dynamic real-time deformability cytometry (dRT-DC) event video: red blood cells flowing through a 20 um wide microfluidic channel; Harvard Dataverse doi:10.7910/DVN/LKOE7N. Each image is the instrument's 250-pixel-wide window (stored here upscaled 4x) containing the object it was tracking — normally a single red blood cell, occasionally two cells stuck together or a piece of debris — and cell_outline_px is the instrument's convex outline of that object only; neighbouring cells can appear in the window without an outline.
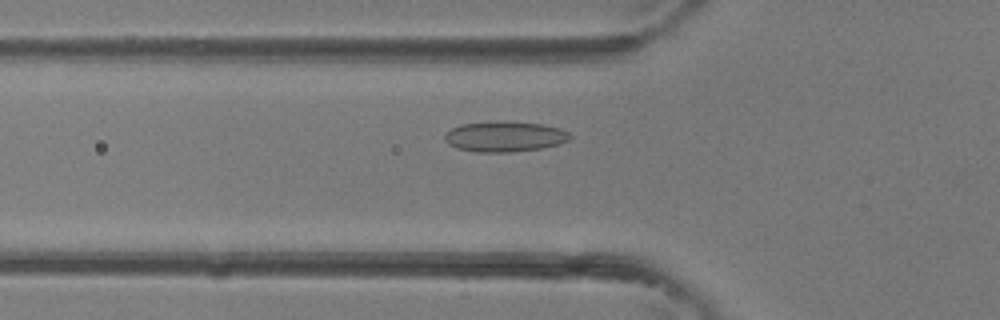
{"species": "common noctule bat (a hibernating species)", "species_latin": "Nyctalus noctula", "temperature_condition": "room temperature", "stored_images_in_passage": 35, "camera_frame_rate_fps": 3000, "um_per_image_px": 0.085, "animal": {"sex": "female"}, "frame": {"image": 1, "passage_image": 10, "time_ms": 3.0, "image_size_px": [1000, 320], "cell_outline_px": [[572, 136], [568, 140], [560, 144], [540, 148], [512, 152], [476, 152], [456, 148], [448, 144], [444, 140], [444, 132], [460, 124], [496, 120], [504, 120], [544, 124], [560, 128], [568, 132]], "centroid_in_image_um": [42.87, 11.59], "position_along_channel_um": 82.9, "area_um2": 22.72}}
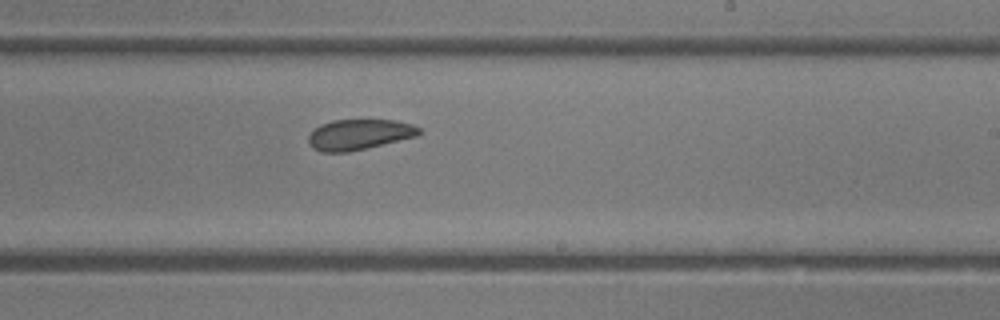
{"frame": {"image": 2, "passage_image": 20, "time_ms": 6.333, "image_size_px": [1000, 320], "cell_outline_px": [[424, 132], [420, 136], [368, 148], [348, 152], [320, 152], [312, 148], [308, 140], [308, 136], [320, 124], [332, 120], [396, 120], [412, 124], [420, 128]], "centroid_in_image_um": [30.59, 11.44], "position_along_channel_um": 258.4, "area_um2": 20.0}}
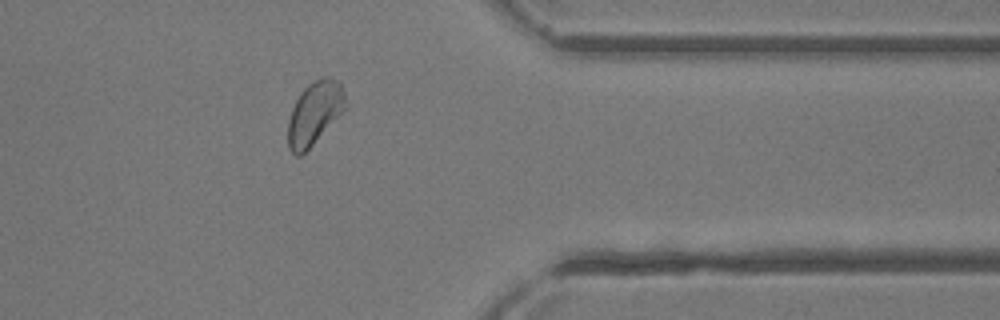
{"frame": {"image": 3, "passage_image": 28, "time_ms": 9.0, "image_size_px": [1000, 320], "cell_outline_px": [[348, 108], [300, 156], [296, 156], [288, 148], [288, 120], [292, 108], [296, 100], [304, 88], [312, 80], [324, 76], [328, 76], [336, 80], [340, 84], [344, 92], [348, 104]], "centroid_in_image_um": [26.76, 9.59], "position_along_channel_um": 384.6, "area_um2": 21.27}}